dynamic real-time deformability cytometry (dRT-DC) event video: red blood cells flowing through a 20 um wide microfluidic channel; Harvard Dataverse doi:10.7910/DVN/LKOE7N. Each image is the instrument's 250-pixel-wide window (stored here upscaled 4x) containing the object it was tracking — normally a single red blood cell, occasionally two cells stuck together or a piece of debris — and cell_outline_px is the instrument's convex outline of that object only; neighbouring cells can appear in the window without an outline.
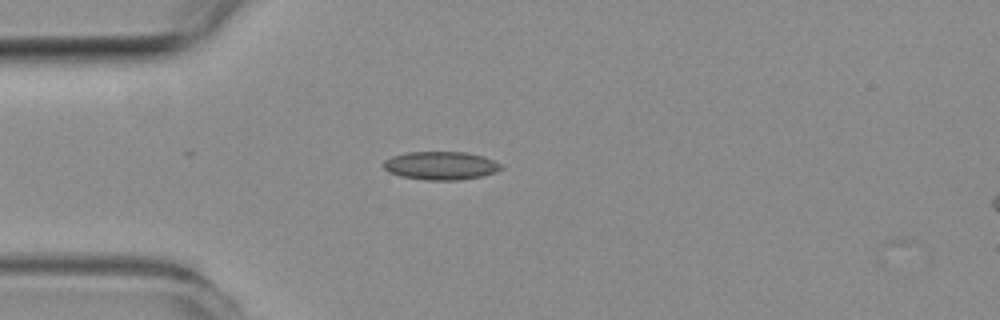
{"species": "common noctule bat (a hibernating species)", "species_latin": "Nyctalus noctula", "temperature_condition": "room temperature", "stored_images_in_passage": 12, "camera_frame_rate_fps": 3000, "um_per_image_px": 0.085, "animal": {"sex": "female", "body_mass_g": 19.3, "forearm_length_mm": 54.1}, "frame": {"image": 1, "passage_image": 1, "time_ms": 0.0, "image_size_px": [1000, 320], "cell_outline_px": [[504, 168], [496, 172], [480, 176], [460, 180], [424, 180], [400, 176], [388, 172], [384, 168], [384, 160], [392, 156], [408, 152], [464, 152], [484, 156], [500, 164]], "centroid_in_image_um": [37.46, 14.08], "position_along_channel_um": 47.5, "area_um2": 19.36}}
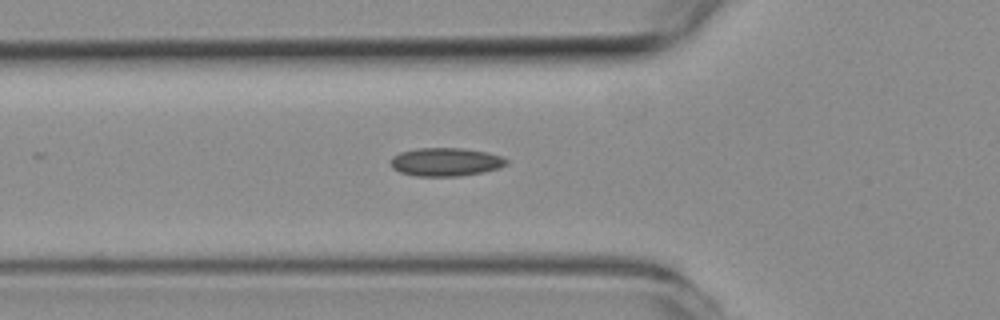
{"frame": {"image": 2, "passage_image": 5, "time_ms": 1.333, "image_size_px": [1000, 320], "cell_outline_px": [[508, 164], [500, 168], [484, 172], [460, 176], [416, 176], [400, 172], [392, 168], [392, 156], [400, 152], [420, 148], [464, 148], [488, 152], [500, 156], [508, 160]], "centroid_in_image_um": [37.92, 13.76], "position_along_channel_um": 87.9, "area_um2": 19.19}}
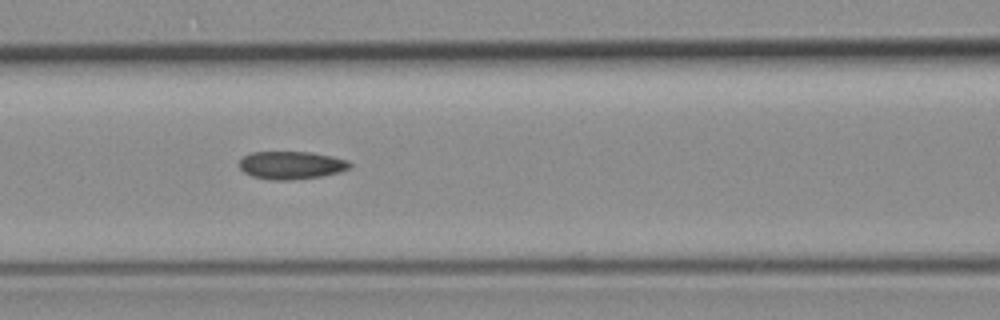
{"frame": {"image": 3, "passage_image": 9, "time_ms": 2.667, "image_size_px": [1000, 320], "cell_outline_px": [[352, 168], [340, 172], [320, 176], [288, 180], [272, 180], [252, 176], [244, 172], [240, 168], [240, 160], [244, 156], [252, 152], [312, 152], [332, 156], [348, 160], [352, 164]], "centroid_in_image_um": [24.79, 14.03], "position_along_channel_um": 141.8, "area_um2": 17.98}}